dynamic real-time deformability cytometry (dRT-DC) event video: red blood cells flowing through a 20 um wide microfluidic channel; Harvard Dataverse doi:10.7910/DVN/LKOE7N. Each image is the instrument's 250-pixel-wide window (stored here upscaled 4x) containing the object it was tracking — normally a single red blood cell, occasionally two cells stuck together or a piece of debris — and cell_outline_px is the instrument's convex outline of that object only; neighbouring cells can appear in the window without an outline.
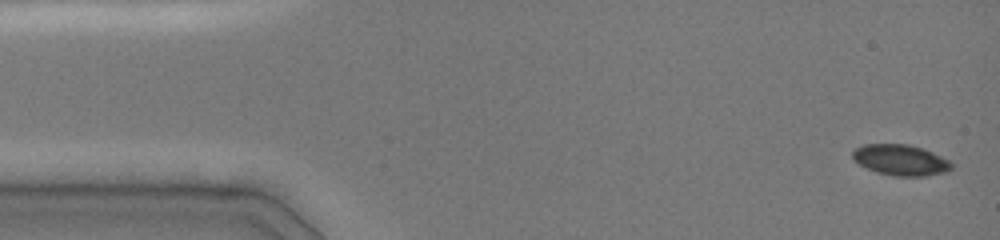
{"species": "common noctule bat (a hibernating species)", "species_latin": "Nyctalus noctula", "temperature_condition": "cold", "stored_images_in_passage": 47, "camera_frame_rate_fps": 3000, "um_per_image_px": 0.085, "animal": {"sex": "female", "body_mass_g": 19.0, "forearm_length_mm": 51.5}, "frame": {"image": 1, "passage_image": 1, "time_ms": 0.0, "image_size_px": [1000, 240], "cell_outline_px": [[952, 168], [948, 172], [924, 176], [892, 176], [876, 172], [852, 160], [852, 152], [856, 148], [864, 144], [908, 144], [924, 148], [948, 160], [952, 164]], "centroid_in_image_um": [76.55, 13.6], "position_along_channel_um": 8.5, "area_um2": 17.86}}
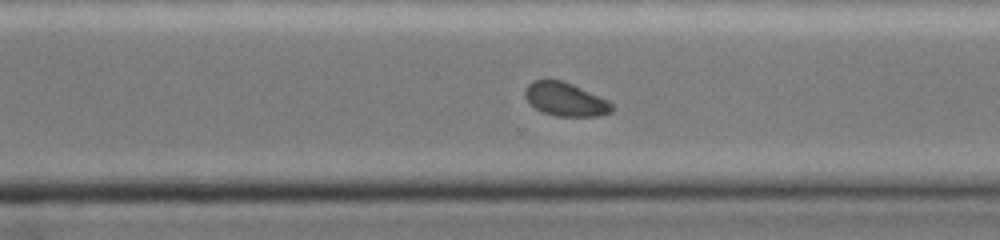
{"frame": {"image": 2, "passage_image": 33, "time_ms": 10.667, "image_size_px": [1000, 240], "cell_outline_px": [[612, 112], [600, 116], [556, 116], [544, 112], [536, 108], [524, 96], [524, 92], [528, 84], [532, 80], [564, 80], [608, 100], [612, 104]], "centroid_in_image_um": [48.07, 8.43], "position_along_channel_um": 322.5, "area_um2": 16.88}}
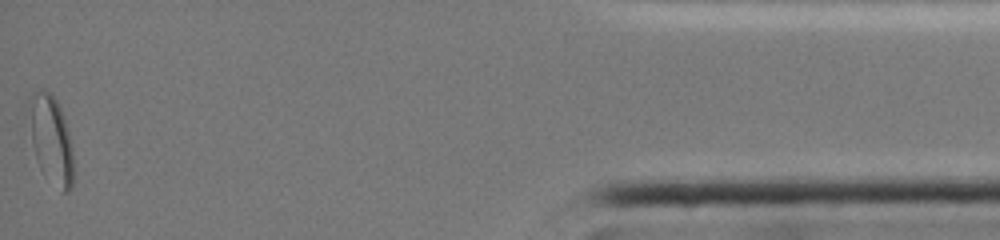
{"frame": {"image": 3, "passage_image": 47, "time_ms": 15.333, "image_size_px": [1000, 240], "cell_outline_px": [[72, 188], [68, 192], [60, 192], [40, 168], [36, 160], [32, 140], [28, 100], [32, 92], [44, 88], [56, 100], [60, 108], [68, 132], [72, 148]], "centroid_in_image_um": [4.33, 11.86], "position_along_channel_um": 430.9, "area_um2": 22.43}, "authors_computed_cell_mechanics": {"area_um2": 18.0914, "velocity_mm_per_s": 3.9901, "shape_relaxation_time_tau1_ms": 1.1546, "shape_relaxation_time_tau2_ms": null, "deformation_change_tau1": 0.0702, "deformation_change_tau2": null}}